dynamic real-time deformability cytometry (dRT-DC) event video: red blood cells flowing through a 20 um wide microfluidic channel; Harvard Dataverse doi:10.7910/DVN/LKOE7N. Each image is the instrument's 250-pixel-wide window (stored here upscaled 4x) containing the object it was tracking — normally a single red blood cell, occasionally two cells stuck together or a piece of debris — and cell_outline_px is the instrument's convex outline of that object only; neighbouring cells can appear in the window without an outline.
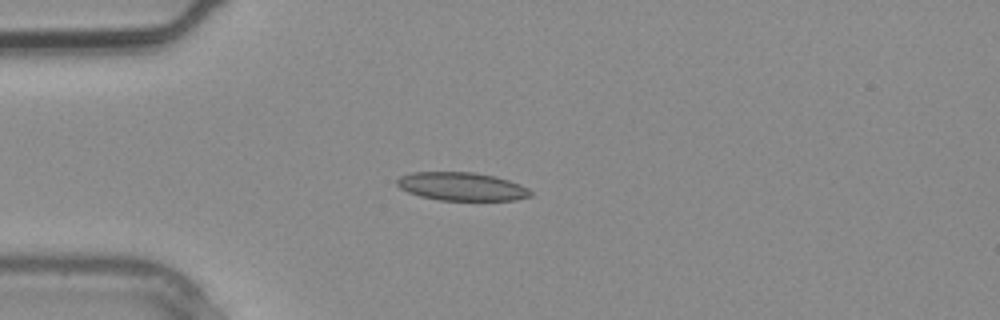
{"species": "common noctule bat (a hibernating species)", "species_latin": "Nyctalus noctula", "temperature_condition": "warm", "stored_images_in_passage": 1, "camera_frame_rate_fps": 3000, "um_per_image_px": 0.085, "animal": {"sex": "male", "body_mass_g": 20.4}, "frame": {"image": 1, "passage_image": 1, "time_ms": 0.0, "image_size_px": [1000, 320], "cell_outline_px": [[532, 196], [516, 200], [440, 200], [420, 196], [408, 192], [400, 188], [396, 184], [396, 180], [400, 176], [412, 172], [472, 172], [496, 176], [520, 184], [528, 188], [532, 192]], "centroid_in_image_um": [39.25, 15.85], "position_along_channel_um": 45.7, "area_um2": 22.08}}